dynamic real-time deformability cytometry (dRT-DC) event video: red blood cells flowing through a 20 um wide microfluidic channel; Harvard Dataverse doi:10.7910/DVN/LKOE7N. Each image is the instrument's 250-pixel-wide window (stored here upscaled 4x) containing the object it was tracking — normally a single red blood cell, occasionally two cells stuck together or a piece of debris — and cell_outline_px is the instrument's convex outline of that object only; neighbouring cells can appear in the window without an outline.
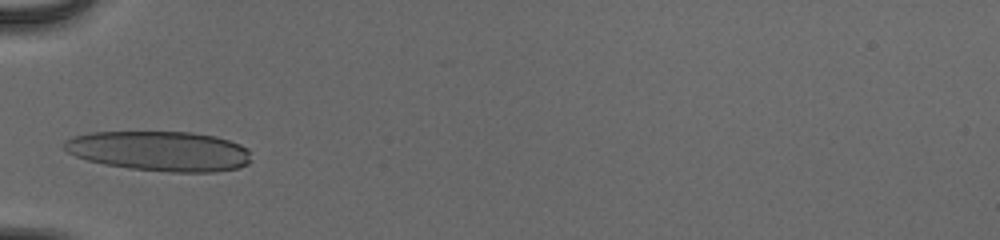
{"species": "human", "species_latin": "Homo sapiens", "temperature_condition": "cold", "stored_images_in_passage": 32, "camera_frame_rate_fps": 3000, "um_per_image_px": 0.085, "donor": {"sex": "male"}, "frame": {"image": 1, "passage_image": 1, "time_ms": 0.0, "image_size_px": [1000, 240], "cell_outline_px": [[248, 164], [240, 168], [216, 172], [168, 172], [128, 168], [104, 164], [88, 160], [76, 156], [68, 152], [64, 148], [64, 140], [76, 136], [92, 132], [192, 132], [216, 136], [240, 144], [248, 148]], "centroid_in_image_um": [13.59, 12.84], "position_along_channel_um": 71.4, "area_um2": 43.52}}
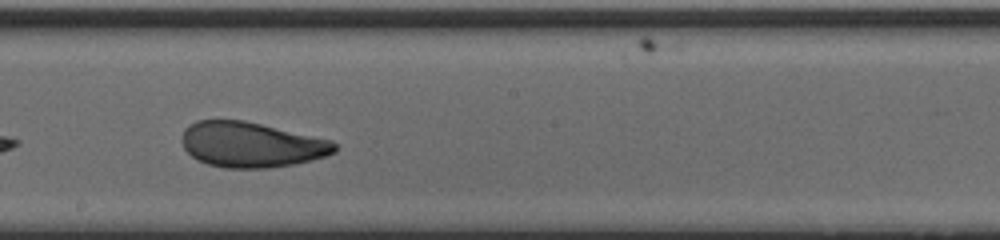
{"frame": {"image": 2, "passage_image": 13, "time_ms": 4.0, "image_size_px": [1000, 240], "cell_outline_px": [[336, 152], [324, 156], [292, 164], [268, 168], [224, 168], [208, 164], [196, 160], [184, 148], [180, 140], [184, 128], [188, 124], [196, 120], [244, 120], [332, 140], [336, 144]], "centroid_in_image_um": [21.3, 12.29], "position_along_channel_um": 226.9, "area_um2": 40.34}}
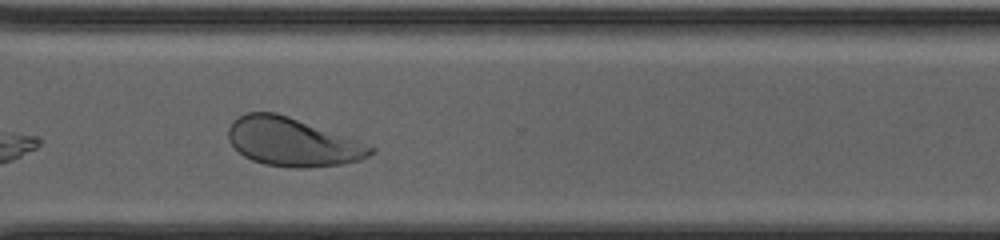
{"frame": {"image": 3, "passage_image": 22, "time_ms": 7.0, "image_size_px": [1000, 240], "cell_outline_px": [[376, 152], [360, 160], [340, 164], [308, 168], [292, 168], [264, 164], [252, 160], [244, 156], [228, 140], [228, 128], [232, 120], [248, 112], [276, 112], [360, 140], [376, 148]], "centroid_in_image_um": [24.89, 12.07], "position_along_channel_um": 345.7, "area_um2": 40.34}, "authors_computed_cell_mechanics": {"area_um2": 41.1247, "velocity_mm_per_s": 3.9427, "shape_relaxation_time_tau1_ms": 4.073, "shape_relaxation_time_tau2_ms": 1.2062, "deformation_change_tau1": 0.1601, "deformation_change_tau2": 0.0777}}